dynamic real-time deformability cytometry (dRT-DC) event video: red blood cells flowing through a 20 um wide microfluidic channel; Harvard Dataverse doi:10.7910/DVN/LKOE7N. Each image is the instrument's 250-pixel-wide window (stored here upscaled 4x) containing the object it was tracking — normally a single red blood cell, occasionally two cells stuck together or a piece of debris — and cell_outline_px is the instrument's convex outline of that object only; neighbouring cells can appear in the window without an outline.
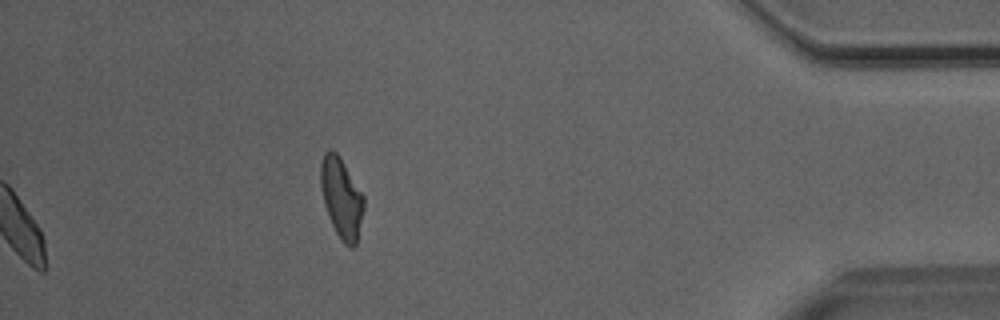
{"species": "Egyptian fruit bat (a non-hibernating species)", "species_latin": "Rousettus aegyptiacus", "temperature_condition": "room temperature", "stored_images_in_passage": 35, "camera_frame_rate_fps": 3000, "um_per_image_px": 0.085, "animal": {"sex": "male"}, "frame": {"image": 1, "passage_image": 35, "time_ms": 11.333, "image_size_px": [1000, 320], "cell_outline_px": [[364, 208], [356, 244], [352, 248], [344, 244], [336, 232], [328, 216], [324, 204], [320, 184], [320, 164], [324, 152], [328, 148], [332, 148], [336, 152], [364, 196]], "centroid_in_image_um": [29.0, 16.81], "position_along_channel_um": 406.2, "area_um2": 20.06}}